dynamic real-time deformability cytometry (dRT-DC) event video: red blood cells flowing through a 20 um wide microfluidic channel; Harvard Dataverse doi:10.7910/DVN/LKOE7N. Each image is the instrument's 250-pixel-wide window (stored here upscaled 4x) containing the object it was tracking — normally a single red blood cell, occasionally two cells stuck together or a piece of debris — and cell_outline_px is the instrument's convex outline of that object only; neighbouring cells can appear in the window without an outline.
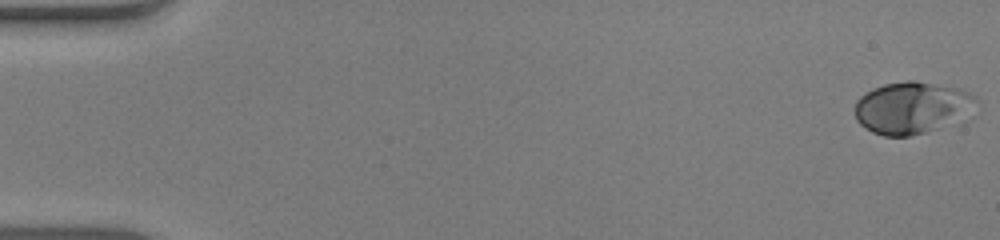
{"species": "human", "species_latin": "Homo sapiens", "temperature_condition": "warm", "stored_images_in_passage": 53, "camera_frame_rate_fps": 3000, "um_per_image_px": 0.085, "donor": {"sex": "male"}, "frame": {"image": 1, "passage_image": 1, "time_ms": 0.0, "image_size_px": [1000, 240], "cell_outline_px": [[980, 100], [968, 120], [960, 124], [908, 136], [884, 136], [872, 132], [860, 124], [856, 120], [856, 100], [860, 96], [872, 88], [884, 84], [904, 80], [916, 80], [960, 88], [976, 96]], "centroid_in_image_um": [77.64, 9.16], "position_along_channel_um": 7.4, "area_um2": 38.03}}
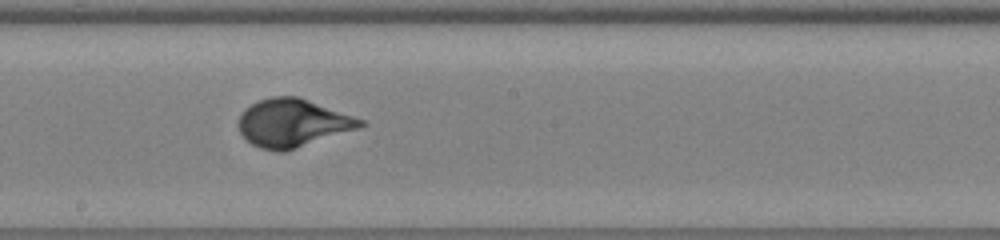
{"frame": {"image": 2, "passage_image": 30, "time_ms": 9.667, "image_size_px": [1000, 240], "cell_outline_px": [[368, 124], [284, 152], [276, 152], [260, 148], [252, 144], [240, 132], [240, 116], [244, 108], [260, 100], [272, 96], [296, 96], [364, 120]], "centroid_in_image_um": [24.84, 10.45], "position_along_channel_um": 223.4, "area_um2": 33.29}}
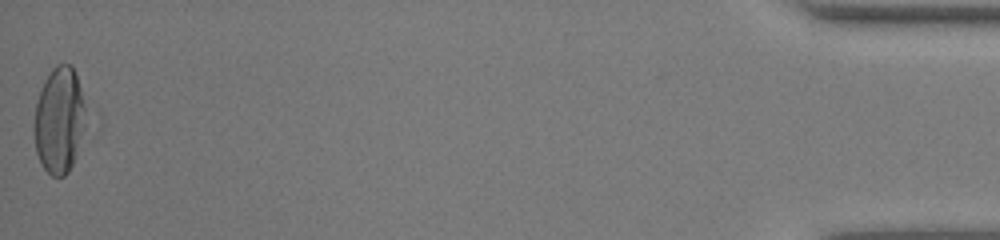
{"frame": {"image": 3, "passage_image": 53, "time_ms": 17.333, "image_size_px": [1000, 240], "cell_outline_px": [[104, 120], [100, 128], [68, 172], [64, 176], [52, 176], [44, 168], [36, 152], [32, 128], [36, 104], [44, 80], [52, 68], [56, 64], [72, 64], [100, 112]], "centroid_in_image_um": [5.43, 10.2], "position_along_channel_um": 429.8, "area_um2": 38.38}, "authors_computed_cell_mechanics": {"area_um2": 33.0038, "velocity_mm_per_s": 3.9403, "shape_relaxation_time_tau1_ms": 3.3257, "shape_relaxation_time_tau2_ms": null, "deformation_change_tau1": 0.2074, "deformation_change_tau2": null}}